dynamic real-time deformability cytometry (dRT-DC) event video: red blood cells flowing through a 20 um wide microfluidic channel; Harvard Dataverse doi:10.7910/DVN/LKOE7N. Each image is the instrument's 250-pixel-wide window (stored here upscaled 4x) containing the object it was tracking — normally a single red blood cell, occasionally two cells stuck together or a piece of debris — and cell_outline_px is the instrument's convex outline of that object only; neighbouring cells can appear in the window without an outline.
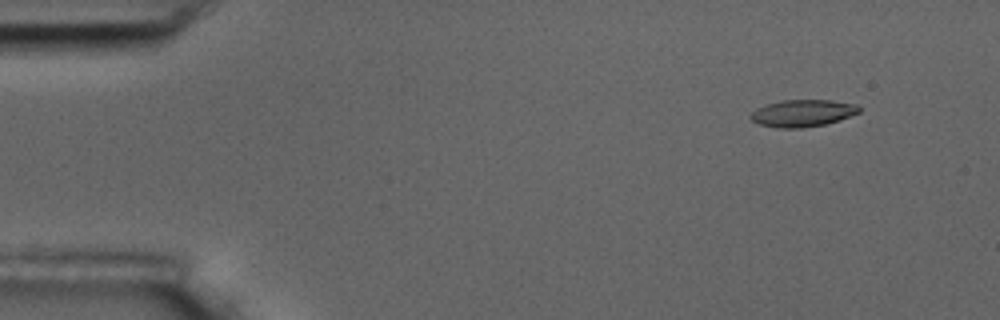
{"species": "common noctule bat (a hibernating species)", "species_latin": "Nyctalus noctula", "temperature_condition": "room temperature", "stored_images_in_passage": 10, "camera_frame_rate_fps": 3000, "um_per_image_px": 0.085, "animal": {"sex": "male", "body_mass_g": 17.5, "forearm_length_mm": 52.3}, "frame": {"image": 1, "passage_image": 2, "time_ms": 1.333, "image_size_px": [1000, 320], "cell_outline_px": [[860, 112], [840, 120], [824, 124], [800, 128], [780, 128], [760, 124], [752, 120], [748, 116], [756, 108], [764, 104], [784, 100], [832, 100], [856, 104], [860, 108]], "centroid_in_image_um": [68.21, 9.61], "position_along_channel_um": 16.8, "area_um2": 17.11}}
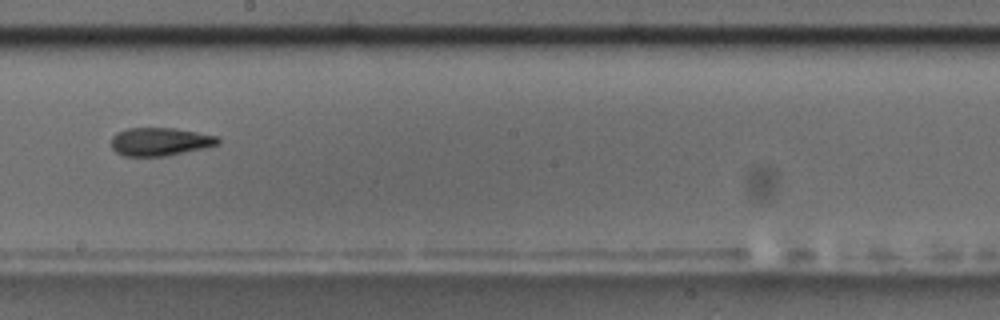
{"frame": {"image": 2, "passage_image": 9, "time_ms": 10.333, "image_size_px": [1000, 320], "cell_outline_px": [[220, 140], [216, 144], [204, 148], [164, 156], [124, 156], [116, 152], [112, 148], [112, 136], [116, 132], [128, 128], [176, 128], [220, 136]], "centroid_in_image_um": [13.59, 12.03], "position_along_channel_um": 234.6, "area_um2": 17.51}}
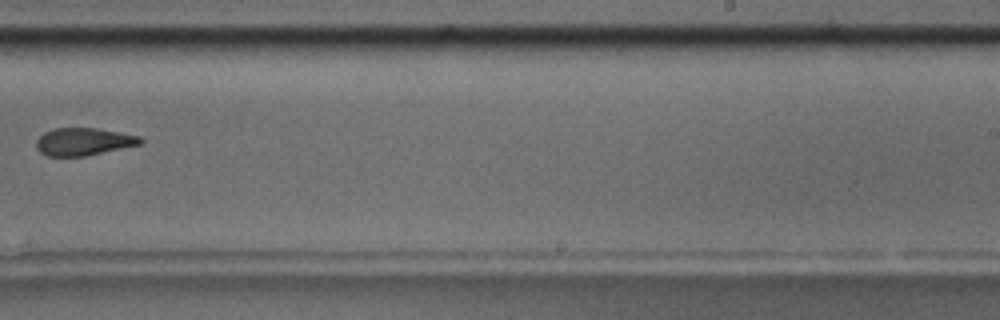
{"frame": {"image": 3, "passage_image": 10, "time_ms": 11.667, "image_size_px": [1000, 320], "cell_outline_px": [[144, 140], [140, 144], [84, 156], [48, 156], [40, 152], [36, 148], [36, 140], [44, 132], [52, 128], [96, 128], [140, 136]], "centroid_in_image_um": [7.06, 12.03], "position_along_channel_um": 281.9, "area_um2": 16.59}}